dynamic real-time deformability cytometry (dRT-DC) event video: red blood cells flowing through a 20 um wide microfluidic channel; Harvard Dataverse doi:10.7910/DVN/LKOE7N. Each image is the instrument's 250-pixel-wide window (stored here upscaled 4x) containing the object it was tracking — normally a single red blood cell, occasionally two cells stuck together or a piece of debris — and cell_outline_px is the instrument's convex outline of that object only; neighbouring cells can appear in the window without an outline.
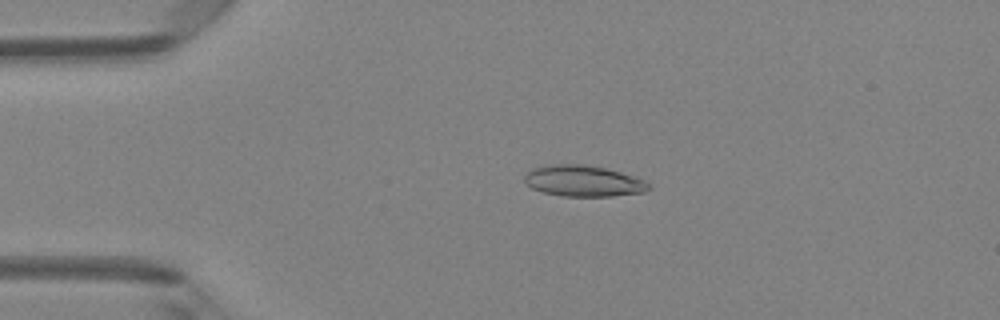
{"species": "Egyptian fruit bat (a non-hibernating species)", "species_latin": "Rousettus aegyptiacus", "temperature_condition": "room temperature", "stored_images_in_passage": 3, "camera_frame_rate_fps": 3000, "um_per_image_px": 0.085, "animal": {"sex": "female"}, "frame": {"image": 1, "passage_image": 2, "time_ms": 0.333, "image_size_px": [1000, 320], "cell_outline_px": [[652, 188], [644, 192], [612, 196], [560, 196], [544, 192], [532, 188], [524, 180], [524, 176], [528, 172], [536, 168], [552, 164], [584, 164], [604, 168], [620, 172], [644, 180], [652, 184]], "centroid_in_image_um": [49.63, 15.39], "position_along_channel_um": 35.4, "area_um2": 22.37}}